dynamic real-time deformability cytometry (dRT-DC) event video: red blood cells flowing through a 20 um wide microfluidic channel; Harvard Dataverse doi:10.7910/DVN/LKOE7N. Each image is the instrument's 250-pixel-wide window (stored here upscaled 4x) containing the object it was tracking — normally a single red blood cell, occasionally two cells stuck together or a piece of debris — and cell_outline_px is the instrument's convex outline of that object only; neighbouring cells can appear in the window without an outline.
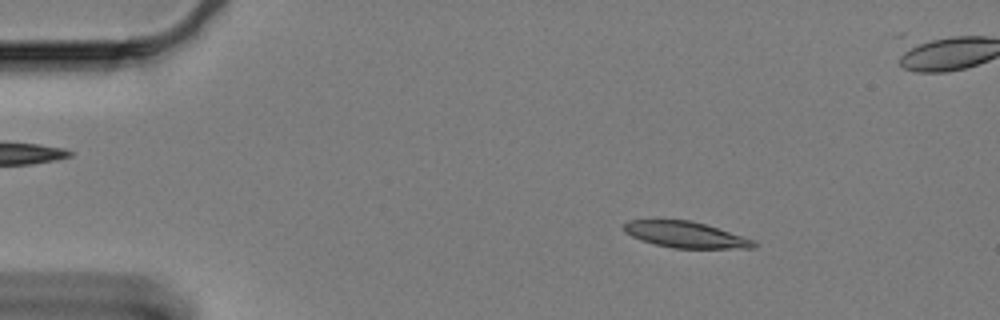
{"species": "Egyptian fruit bat (a non-hibernating species)", "species_latin": "Rousettus aegyptiacus", "temperature_condition": "cold", "stored_images_in_passage": 61, "segment_of_instrument_passage": [1, 2], "camera_frame_rate_fps": 3000, "um_per_image_px": 0.085, "animal": {"sex": "female"}, "frame": {"image": 1, "passage_image": 9, "time_ms": 2.667, "image_size_px": [1000, 320], "cell_outline_px": [[756, 248], [672, 248], [640, 240], [624, 232], [624, 224], [628, 220], [688, 220], [704, 224], [752, 240], [756, 244]], "centroid_in_image_um": [58.2, 19.95], "position_along_channel_um": 26.8, "area_um2": 19.31}}
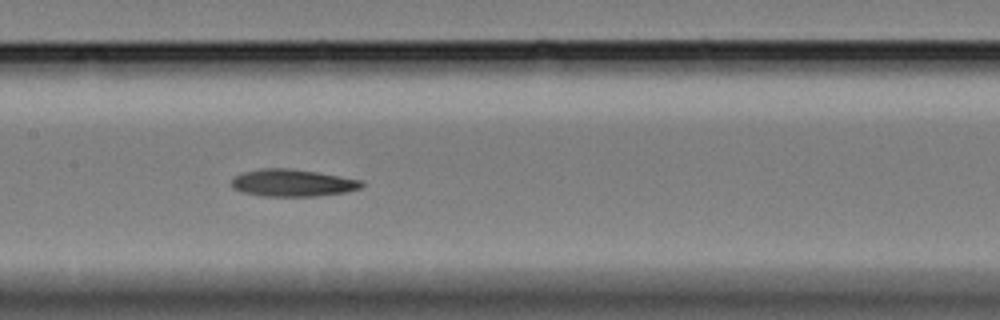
{"frame": {"image": 2, "passage_image": 29, "time_ms": 9.333, "image_size_px": [1000, 320], "cell_outline_px": [[364, 184], [360, 188], [344, 192], [316, 196], [260, 196], [240, 192], [232, 188], [232, 180], [240, 172], [260, 168], [288, 168], [316, 172], [364, 180]], "centroid_in_image_um": [24.83, 15.54], "position_along_channel_um": 182.6, "area_um2": 20.75}}
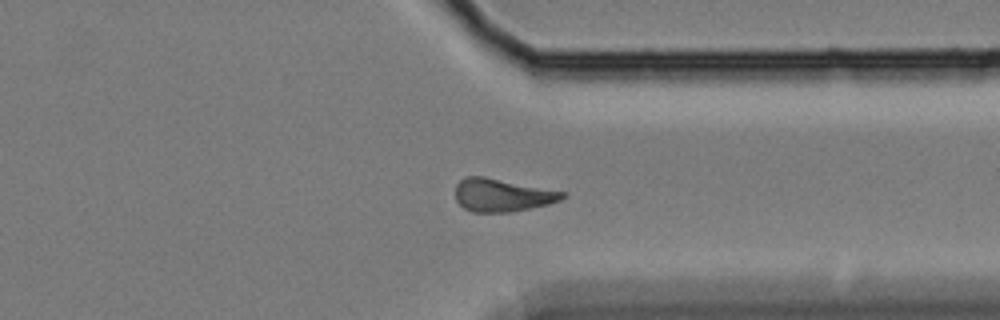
{"frame": {"image": 3, "passage_image": 46, "time_ms": 15.0, "image_size_px": [1000, 320], "cell_outline_px": [[564, 196], [560, 200], [548, 204], [512, 212], [472, 212], [464, 208], [456, 200], [456, 184], [460, 180], [468, 176], [484, 176], [564, 192]], "centroid_in_image_um": [42.64, 16.59], "position_along_channel_um": 368.8, "area_um2": 20.29}}